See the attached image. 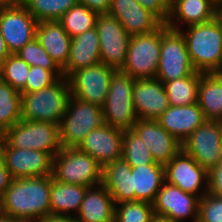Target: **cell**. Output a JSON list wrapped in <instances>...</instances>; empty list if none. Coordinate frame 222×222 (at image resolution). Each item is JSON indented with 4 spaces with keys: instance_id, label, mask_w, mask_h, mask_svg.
<instances>
[{
    "instance_id": "cell-1",
    "label": "cell",
    "mask_w": 222,
    "mask_h": 222,
    "mask_svg": "<svg viewBox=\"0 0 222 222\" xmlns=\"http://www.w3.org/2000/svg\"><path fill=\"white\" fill-rule=\"evenodd\" d=\"M53 175L13 179L0 197V212L24 222L51 216Z\"/></svg>"
},
{
    "instance_id": "cell-2",
    "label": "cell",
    "mask_w": 222,
    "mask_h": 222,
    "mask_svg": "<svg viewBox=\"0 0 222 222\" xmlns=\"http://www.w3.org/2000/svg\"><path fill=\"white\" fill-rule=\"evenodd\" d=\"M185 30L179 31L185 39L196 71L210 74L222 66V20L219 16L209 22L189 26Z\"/></svg>"
},
{
    "instance_id": "cell-3",
    "label": "cell",
    "mask_w": 222,
    "mask_h": 222,
    "mask_svg": "<svg viewBox=\"0 0 222 222\" xmlns=\"http://www.w3.org/2000/svg\"><path fill=\"white\" fill-rule=\"evenodd\" d=\"M21 94V120L57 124L63 118L71 96L70 85L65 77L39 91Z\"/></svg>"
},
{
    "instance_id": "cell-4",
    "label": "cell",
    "mask_w": 222,
    "mask_h": 222,
    "mask_svg": "<svg viewBox=\"0 0 222 222\" xmlns=\"http://www.w3.org/2000/svg\"><path fill=\"white\" fill-rule=\"evenodd\" d=\"M52 175L62 183L92 187L102 184L103 167L78 148H62L53 157Z\"/></svg>"
},
{
    "instance_id": "cell-5",
    "label": "cell",
    "mask_w": 222,
    "mask_h": 222,
    "mask_svg": "<svg viewBox=\"0 0 222 222\" xmlns=\"http://www.w3.org/2000/svg\"><path fill=\"white\" fill-rule=\"evenodd\" d=\"M135 79L117 69L110 78L108 94L102 106L104 123L122 130L131 129L138 116L136 114L132 92Z\"/></svg>"
},
{
    "instance_id": "cell-6",
    "label": "cell",
    "mask_w": 222,
    "mask_h": 222,
    "mask_svg": "<svg viewBox=\"0 0 222 222\" xmlns=\"http://www.w3.org/2000/svg\"><path fill=\"white\" fill-rule=\"evenodd\" d=\"M10 147L37 150L54 157L61 149L59 124L20 120L0 136Z\"/></svg>"
},
{
    "instance_id": "cell-7",
    "label": "cell",
    "mask_w": 222,
    "mask_h": 222,
    "mask_svg": "<svg viewBox=\"0 0 222 222\" xmlns=\"http://www.w3.org/2000/svg\"><path fill=\"white\" fill-rule=\"evenodd\" d=\"M103 123L102 107L71 95L59 123L62 148H77L89 132Z\"/></svg>"
},
{
    "instance_id": "cell-8",
    "label": "cell",
    "mask_w": 222,
    "mask_h": 222,
    "mask_svg": "<svg viewBox=\"0 0 222 222\" xmlns=\"http://www.w3.org/2000/svg\"><path fill=\"white\" fill-rule=\"evenodd\" d=\"M162 24L148 34L130 37L126 63L122 71L134 79L156 78L161 46V34L167 29Z\"/></svg>"
},
{
    "instance_id": "cell-9",
    "label": "cell",
    "mask_w": 222,
    "mask_h": 222,
    "mask_svg": "<svg viewBox=\"0 0 222 222\" xmlns=\"http://www.w3.org/2000/svg\"><path fill=\"white\" fill-rule=\"evenodd\" d=\"M195 71L182 33L168 27L161 34L160 58L156 78L164 84L189 76Z\"/></svg>"
},
{
    "instance_id": "cell-10",
    "label": "cell",
    "mask_w": 222,
    "mask_h": 222,
    "mask_svg": "<svg viewBox=\"0 0 222 222\" xmlns=\"http://www.w3.org/2000/svg\"><path fill=\"white\" fill-rule=\"evenodd\" d=\"M95 28L100 43V61L106 66L122 69L126 63L130 35L121 22L109 14H99Z\"/></svg>"
},
{
    "instance_id": "cell-11",
    "label": "cell",
    "mask_w": 222,
    "mask_h": 222,
    "mask_svg": "<svg viewBox=\"0 0 222 222\" xmlns=\"http://www.w3.org/2000/svg\"><path fill=\"white\" fill-rule=\"evenodd\" d=\"M115 70L100 62L74 71L67 77L71 95L102 107L108 94L111 75Z\"/></svg>"
},
{
    "instance_id": "cell-12",
    "label": "cell",
    "mask_w": 222,
    "mask_h": 222,
    "mask_svg": "<svg viewBox=\"0 0 222 222\" xmlns=\"http://www.w3.org/2000/svg\"><path fill=\"white\" fill-rule=\"evenodd\" d=\"M164 170L165 181L182 191L192 193L199 198L208 193V171L183 149L164 165Z\"/></svg>"
},
{
    "instance_id": "cell-13",
    "label": "cell",
    "mask_w": 222,
    "mask_h": 222,
    "mask_svg": "<svg viewBox=\"0 0 222 222\" xmlns=\"http://www.w3.org/2000/svg\"><path fill=\"white\" fill-rule=\"evenodd\" d=\"M222 121L206 120L183 143L182 149L208 172L221 162Z\"/></svg>"
},
{
    "instance_id": "cell-14",
    "label": "cell",
    "mask_w": 222,
    "mask_h": 222,
    "mask_svg": "<svg viewBox=\"0 0 222 222\" xmlns=\"http://www.w3.org/2000/svg\"><path fill=\"white\" fill-rule=\"evenodd\" d=\"M0 147L7 170L13 179L52 175L53 157L43 151L16 149L0 137Z\"/></svg>"
},
{
    "instance_id": "cell-15",
    "label": "cell",
    "mask_w": 222,
    "mask_h": 222,
    "mask_svg": "<svg viewBox=\"0 0 222 222\" xmlns=\"http://www.w3.org/2000/svg\"><path fill=\"white\" fill-rule=\"evenodd\" d=\"M37 24L38 21L23 4L0 8V31L11 54L36 37Z\"/></svg>"
},
{
    "instance_id": "cell-16",
    "label": "cell",
    "mask_w": 222,
    "mask_h": 222,
    "mask_svg": "<svg viewBox=\"0 0 222 222\" xmlns=\"http://www.w3.org/2000/svg\"><path fill=\"white\" fill-rule=\"evenodd\" d=\"M199 197L164 182L153 203L154 214L176 222L193 218L198 222Z\"/></svg>"
},
{
    "instance_id": "cell-17",
    "label": "cell",
    "mask_w": 222,
    "mask_h": 222,
    "mask_svg": "<svg viewBox=\"0 0 222 222\" xmlns=\"http://www.w3.org/2000/svg\"><path fill=\"white\" fill-rule=\"evenodd\" d=\"M124 130L103 123L89 132L77 147L89 154L104 168L122 158Z\"/></svg>"
},
{
    "instance_id": "cell-18",
    "label": "cell",
    "mask_w": 222,
    "mask_h": 222,
    "mask_svg": "<svg viewBox=\"0 0 222 222\" xmlns=\"http://www.w3.org/2000/svg\"><path fill=\"white\" fill-rule=\"evenodd\" d=\"M132 101L138 119L157 120L171 106L157 78L135 79Z\"/></svg>"
},
{
    "instance_id": "cell-19",
    "label": "cell",
    "mask_w": 222,
    "mask_h": 222,
    "mask_svg": "<svg viewBox=\"0 0 222 222\" xmlns=\"http://www.w3.org/2000/svg\"><path fill=\"white\" fill-rule=\"evenodd\" d=\"M145 143L155 162L167 164L181 149L180 143L157 120L138 119L131 128Z\"/></svg>"
},
{
    "instance_id": "cell-20",
    "label": "cell",
    "mask_w": 222,
    "mask_h": 222,
    "mask_svg": "<svg viewBox=\"0 0 222 222\" xmlns=\"http://www.w3.org/2000/svg\"><path fill=\"white\" fill-rule=\"evenodd\" d=\"M107 14L116 17L130 36L148 34L163 24L136 0H110Z\"/></svg>"
},
{
    "instance_id": "cell-21",
    "label": "cell",
    "mask_w": 222,
    "mask_h": 222,
    "mask_svg": "<svg viewBox=\"0 0 222 222\" xmlns=\"http://www.w3.org/2000/svg\"><path fill=\"white\" fill-rule=\"evenodd\" d=\"M160 125L180 143H183L206 118L198 103L170 106L158 119Z\"/></svg>"
},
{
    "instance_id": "cell-22",
    "label": "cell",
    "mask_w": 222,
    "mask_h": 222,
    "mask_svg": "<svg viewBox=\"0 0 222 222\" xmlns=\"http://www.w3.org/2000/svg\"><path fill=\"white\" fill-rule=\"evenodd\" d=\"M220 8L213 0H176L170 5V15L167 27L174 30H181V23H185V28L192 25L206 23L213 20Z\"/></svg>"
},
{
    "instance_id": "cell-23",
    "label": "cell",
    "mask_w": 222,
    "mask_h": 222,
    "mask_svg": "<svg viewBox=\"0 0 222 222\" xmlns=\"http://www.w3.org/2000/svg\"><path fill=\"white\" fill-rule=\"evenodd\" d=\"M115 202L103 184L88 187L76 222H114Z\"/></svg>"
},
{
    "instance_id": "cell-24",
    "label": "cell",
    "mask_w": 222,
    "mask_h": 222,
    "mask_svg": "<svg viewBox=\"0 0 222 222\" xmlns=\"http://www.w3.org/2000/svg\"><path fill=\"white\" fill-rule=\"evenodd\" d=\"M100 43L96 28L71 38V48L66 66L62 69L67 78L74 71L100 63Z\"/></svg>"
},
{
    "instance_id": "cell-25",
    "label": "cell",
    "mask_w": 222,
    "mask_h": 222,
    "mask_svg": "<svg viewBox=\"0 0 222 222\" xmlns=\"http://www.w3.org/2000/svg\"><path fill=\"white\" fill-rule=\"evenodd\" d=\"M48 55L63 69L68 61L71 37L58 20L40 21L36 28V37Z\"/></svg>"
},
{
    "instance_id": "cell-26",
    "label": "cell",
    "mask_w": 222,
    "mask_h": 222,
    "mask_svg": "<svg viewBox=\"0 0 222 222\" xmlns=\"http://www.w3.org/2000/svg\"><path fill=\"white\" fill-rule=\"evenodd\" d=\"M102 184L112 196L115 204L135 201L131 166L123 158L103 168Z\"/></svg>"
},
{
    "instance_id": "cell-27",
    "label": "cell",
    "mask_w": 222,
    "mask_h": 222,
    "mask_svg": "<svg viewBox=\"0 0 222 222\" xmlns=\"http://www.w3.org/2000/svg\"><path fill=\"white\" fill-rule=\"evenodd\" d=\"M135 201L153 204L157 193L165 182L164 165L154 162L149 165L131 167Z\"/></svg>"
},
{
    "instance_id": "cell-28",
    "label": "cell",
    "mask_w": 222,
    "mask_h": 222,
    "mask_svg": "<svg viewBox=\"0 0 222 222\" xmlns=\"http://www.w3.org/2000/svg\"><path fill=\"white\" fill-rule=\"evenodd\" d=\"M88 187L52 180L50 191L51 216L74 217L79 212ZM70 212H75L71 215Z\"/></svg>"
},
{
    "instance_id": "cell-29",
    "label": "cell",
    "mask_w": 222,
    "mask_h": 222,
    "mask_svg": "<svg viewBox=\"0 0 222 222\" xmlns=\"http://www.w3.org/2000/svg\"><path fill=\"white\" fill-rule=\"evenodd\" d=\"M197 103L206 120L222 121V85L211 74H201Z\"/></svg>"
},
{
    "instance_id": "cell-30",
    "label": "cell",
    "mask_w": 222,
    "mask_h": 222,
    "mask_svg": "<svg viewBox=\"0 0 222 222\" xmlns=\"http://www.w3.org/2000/svg\"><path fill=\"white\" fill-rule=\"evenodd\" d=\"M201 74L195 71L189 76L164 83L171 106H187L197 103L198 84Z\"/></svg>"
},
{
    "instance_id": "cell-31",
    "label": "cell",
    "mask_w": 222,
    "mask_h": 222,
    "mask_svg": "<svg viewBox=\"0 0 222 222\" xmlns=\"http://www.w3.org/2000/svg\"><path fill=\"white\" fill-rule=\"evenodd\" d=\"M21 92L0 81V136L21 120Z\"/></svg>"
},
{
    "instance_id": "cell-32",
    "label": "cell",
    "mask_w": 222,
    "mask_h": 222,
    "mask_svg": "<svg viewBox=\"0 0 222 222\" xmlns=\"http://www.w3.org/2000/svg\"><path fill=\"white\" fill-rule=\"evenodd\" d=\"M98 14L87 6L77 3L71 7L58 21L66 33L72 38L78 36L96 25Z\"/></svg>"
},
{
    "instance_id": "cell-33",
    "label": "cell",
    "mask_w": 222,
    "mask_h": 222,
    "mask_svg": "<svg viewBox=\"0 0 222 222\" xmlns=\"http://www.w3.org/2000/svg\"><path fill=\"white\" fill-rule=\"evenodd\" d=\"M78 0H23V5L38 21L59 20Z\"/></svg>"
},
{
    "instance_id": "cell-34",
    "label": "cell",
    "mask_w": 222,
    "mask_h": 222,
    "mask_svg": "<svg viewBox=\"0 0 222 222\" xmlns=\"http://www.w3.org/2000/svg\"><path fill=\"white\" fill-rule=\"evenodd\" d=\"M122 158L131 167L149 165L155 162L145 143L132 129L124 130Z\"/></svg>"
},
{
    "instance_id": "cell-35",
    "label": "cell",
    "mask_w": 222,
    "mask_h": 222,
    "mask_svg": "<svg viewBox=\"0 0 222 222\" xmlns=\"http://www.w3.org/2000/svg\"><path fill=\"white\" fill-rule=\"evenodd\" d=\"M30 66L17 54H10L0 65L1 81L21 92L26 85Z\"/></svg>"
},
{
    "instance_id": "cell-36",
    "label": "cell",
    "mask_w": 222,
    "mask_h": 222,
    "mask_svg": "<svg viewBox=\"0 0 222 222\" xmlns=\"http://www.w3.org/2000/svg\"><path fill=\"white\" fill-rule=\"evenodd\" d=\"M153 204L130 201L115 204L114 222H151L154 217Z\"/></svg>"
},
{
    "instance_id": "cell-37",
    "label": "cell",
    "mask_w": 222,
    "mask_h": 222,
    "mask_svg": "<svg viewBox=\"0 0 222 222\" xmlns=\"http://www.w3.org/2000/svg\"><path fill=\"white\" fill-rule=\"evenodd\" d=\"M15 54L22 58L29 66H40L49 71H62L36 38L24 45Z\"/></svg>"
},
{
    "instance_id": "cell-38",
    "label": "cell",
    "mask_w": 222,
    "mask_h": 222,
    "mask_svg": "<svg viewBox=\"0 0 222 222\" xmlns=\"http://www.w3.org/2000/svg\"><path fill=\"white\" fill-rule=\"evenodd\" d=\"M64 77L63 71H49L40 66H30L25 88L21 93H31L49 87L59 78Z\"/></svg>"
},
{
    "instance_id": "cell-39",
    "label": "cell",
    "mask_w": 222,
    "mask_h": 222,
    "mask_svg": "<svg viewBox=\"0 0 222 222\" xmlns=\"http://www.w3.org/2000/svg\"><path fill=\"white\" fill-rule=\"evenodd\" d=\"M198 222H222V197L208 192L199 198Z\"/></svg>"
},
{
    "instance_id": "cell-40",
    "label": "cell",
    "mask_w": 222,
    "mask_h": 222,
    "mask_svg": "<svg viewBox=\"0 0 222 222\" xmlns=\"http://www.w3.org/2000/svg\"><path fill=\"white\" fill-rule=\"evenodd\" d=\"M146 10L154 14L163 24H166L170 15V6L165 0H136Z\"/></svg>"
},
{
    "instance_id": "cell-41",
    "label": "cell",
    "mask_w": 222,
    "mask_h": 222,
    "mask_svg": "<svg viewBox=\"0 0 222 222\" xmlns=\"http://www.w3.org/2000/svg\"><path fill=\"white\" fill-rule=\"evenodd\" d=\"M208 192L222 197V162L208 172Z\"/></svg>"
},
{
    "instance_id": "cell-42",
    "label": "cell",
    "mask_w": 222,
    "mask_h": 222,
    "mask_svg": "<svg viewBox=\"0 0 222 222\" xmlns=\"http://www.w3.org/2000/svg\"><path fill=\"white\" fill-rule=\"evenodd\" d=\"M12 180L13 178L5 166L4 157L0 147V197L10 186Z\"/></svg>"
},
{
    "instance_id": "cell-43",
    "label": "cell",
    "mask_w": 222,
    "mask_h": 222,
    "mask_svg": "<svg viewBox=\"0 0 222 222\" xmlns=\"http://www.w3.org/2000/svg\"><path fill=\"white\" fill-rule=\"evenodd\" d=\"M78 3L87 6L98 15L107 14L110 7V0H78Z\"/></svg>"
},
{
    "instance_id": "cell-44",
    "label": "cell",
    "mask_w": 222,
    "mask_h": 222,
    "mask_svg": "<svg viewBox=\"0 0 222 222\" xmlns=\"http://www.w3.org/2000/svg\"><path fill=\"white\" fill-rule=\"evenodd\" d=\"M34 222H76L74 217L49 216L44 217Z\"/></svg>"
},
{
    "instance_id": "cell-45",
    "label": "cell",
    "mask_w": 222,
    "mask_h": 222,
    "mask_svg": "<svg viewBox=\"0 0 222 222\" xmlns=\"http://www.w3.org/2000/svg\"><path fill=\"white\" fill-rule=\"evenodd\" d=\"M11 53L8 51L7 46L5 44V40L2 36V32L0 31V65L3 61L10 55Z\"/></svg>"
},
{
    "instance_id": "cell-46",
    "label": "cell",
    "mask_w": 222,
    "mask_h": 222,
    "mask_svg": "<svg viewBox=\"0 0 222 222\" xmlns=\"http://www.w3.org/2000/svg\"><path fill=\"white\" fill-rule=\"evenodd\" d=\"M23 4V0H0V8L15 7Z\"/></svg>"
},
{
    "instance_id": "cell-47",
    "label": "cell",
    "mask_w": 222,
    "mask_h": 222,
    "mask_svg": "<svg viewBox=\"0 0 222 222\" xmlns=\"http://www.w3.org/2000/svg\"><path fill=\"white\" fill-rule=\"evenodd\" d=\"M210 74L222 85V66L214 69Z\"/></svg>"
},
{
    "instance_id": "cell-48",
    "label": "cell",
    "mask_w": 222,
    "mask_h": 222,
    "mask_svg": "<svg viewBox=\"0 0 222 222\" xmlns=\"http://www.w3.org/2000/svg\"><path fill=\"white\" fill-rule=\"evenodd\" d=\"M0 222H24V221L19 220V219H15L14 217H12L10 215H6V214L0 212Z\"/></svg>"
},
{
    "instance_id": "cell-49",
    "label": "cell",
    "mask_w": 222,
    "mask_h": 222,
    "mask_svg": "<svg viewBox=\"0 0 222 222\" xmlns=\"http://www.w3.org/2000/svg\"><path fill=\"white\" fill-rule=\"evenodd\" d=\"M151 222H176V221H173V220L166 218V217L154 215Z\"/></svg>"
},
{
    "instance_id": "cell-50",
    "label": "cell",
    "mask_w": 222,
    "mask_h": 222,
    "mask_svg": "<svg viewBox=\"0 0 222 222\" xmlns=\"http://www.w3.org/2000/svg\"><path fill=\"white\" fill-rule=\"evenodd\" d=\"M213 2L219 7H222V0H213Z\"/></svg>"
},
{
    "instance_id": "cell-51",
    "label": "cell",
    "mask_w": 222,
    "mask_h": 222,
    "mask_svg": "<svg viewBox=\"0 0 222 222\" xmlns=\"http://www.w3.org/2000/svg\"><path fill=\"white\" fill-rule=\"evenodd\" d=\"M219 156H220V159L222 162V142H221L220 149H219Z\"/></svg>"
},
{
    "instance_id": "cell-52",
    "label": "cell",
    "mask_w": 222,
    "mask_h": 222,
    "mask_svg": "<svg viewBox=\"0 0 222 222\" xmlns=\"http://www.w3.org/2000/svg\"><path fill=\"white\" fill-rule=\"evenodd\" d=\"M167 4L170 6L172 5L176 0H165Z\"/></svg>"
},
{
    "instance_id": "cell-53",
    "label": "cell",
    "mask_w": 222,
    "mask_h": 222,
    "mask_svg": "<svg viewBox=\"0 0 222 222\" xmlns=\"http://www.w3.org/2000/svg\"><path fill=\"white\" fill-rule=\"evenodd\" d=\"M218 16L221 18L222 20V13L219 11Z\"/></svg>"
}]
</instances>
